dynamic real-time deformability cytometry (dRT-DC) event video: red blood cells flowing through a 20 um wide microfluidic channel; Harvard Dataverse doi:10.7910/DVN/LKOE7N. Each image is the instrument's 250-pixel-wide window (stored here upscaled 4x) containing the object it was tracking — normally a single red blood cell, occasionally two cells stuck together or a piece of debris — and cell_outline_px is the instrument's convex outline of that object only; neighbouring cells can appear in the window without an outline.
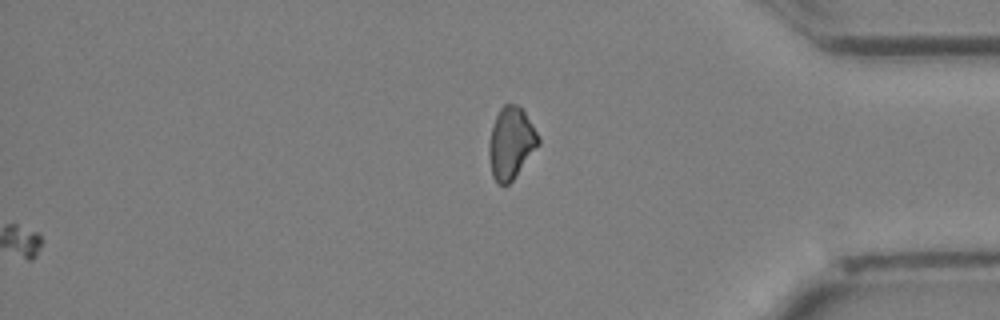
{"species": "Egyptian fruit bat (a non-hibernating species)", "species_latin": "Rousettus aegyptiacus", "temperature_condition": "cold", "stored_images_in_passage": 36, "camera_frame_rate_fps": 3000, "um_per_image_px": 0.085, "animal": {"sex": "female"}, "frame": {"image": 1, "passage_image": 36, "time_ms": 11.667, "image_size_px": [1000, 320], "cell_outline_px": [[540, 144], [512, 180], [508, 184], [496, 184], [492, 176], [488, 156], [488, 144], [492, 124], [500, 108], [504, 104], [516, 104], [524, 112], [532, 124], [540, 140]], "centroid_in_image_um": [43.4, 12.17], "position_along_channel_um": 391.8, "area_um2": 20.63}}